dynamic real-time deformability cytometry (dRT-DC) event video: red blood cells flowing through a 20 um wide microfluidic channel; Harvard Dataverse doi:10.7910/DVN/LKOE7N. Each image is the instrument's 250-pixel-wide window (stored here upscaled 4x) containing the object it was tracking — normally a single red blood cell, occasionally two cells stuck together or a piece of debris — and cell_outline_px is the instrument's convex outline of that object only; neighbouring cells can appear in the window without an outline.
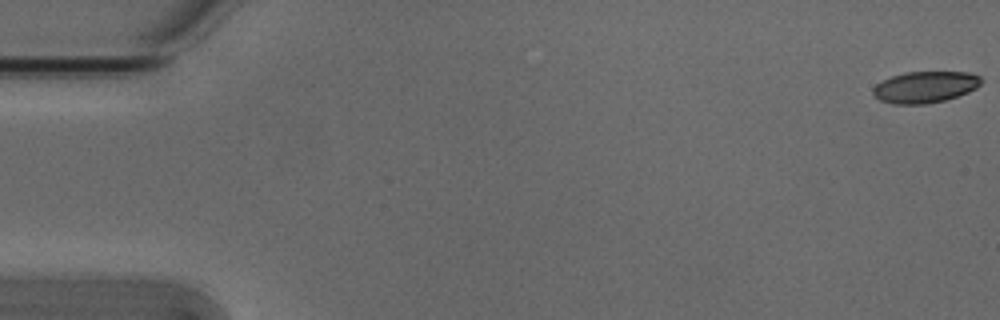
{"species": "Egyptian fruit bat (a non-hibernating species)", "species_latin": "Rousettus aegyptiacus", "temperature_condition": "cold", "stored_images_in_passage": 7, "camera_frame_rate_fps": 3000, "um_per_image_px": 0.085, "animal": {"sex": "male"}, "frame": {"image": 1, "passage_image": 1, "time_ms": 0.0, "image_size_px": [1000, 320], "cell_outline_px": [[984, 80], [976, 88], [968, 92], [944, 100], [924, 104], [892, 104], [880, 100], [872, 96], [872, 88], [876, 84], [892, 76], [904, 72], [968, 72], [980, 76]], "centroid_in_image_um": [78.61, 7.4], "position_along_channel_um": 6.4, "area_um2": 19.88}}
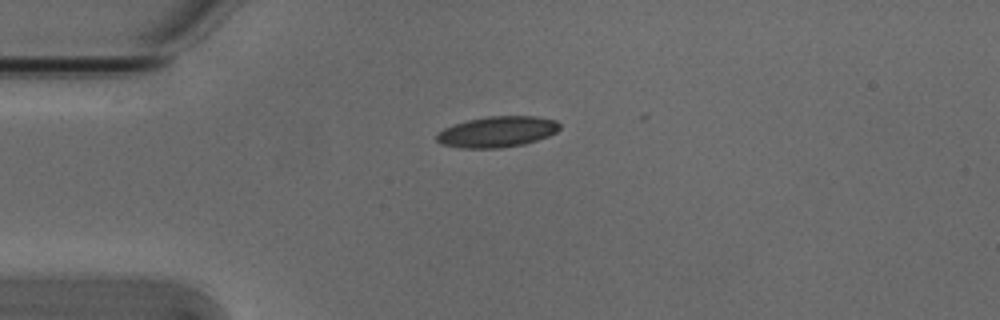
{"frame": {"image": 2, "passage_image": 4, "time_ms": 1.0, "image_size_px": [1000, 320], "cell_outline_px": [[560, 128], [556, 132], [548, 136], [524, 144], [500, 148], [460, 148], [440, 144], [436, 140], [436, 132], [444, 128], [468, 120], [488, 116], [536, 116], [556, 120], [560, 124]], "centroid_in_image_um": [42.25, 11.2], "position_along_channel_um": 42.8, "area_um2": 22.2}}